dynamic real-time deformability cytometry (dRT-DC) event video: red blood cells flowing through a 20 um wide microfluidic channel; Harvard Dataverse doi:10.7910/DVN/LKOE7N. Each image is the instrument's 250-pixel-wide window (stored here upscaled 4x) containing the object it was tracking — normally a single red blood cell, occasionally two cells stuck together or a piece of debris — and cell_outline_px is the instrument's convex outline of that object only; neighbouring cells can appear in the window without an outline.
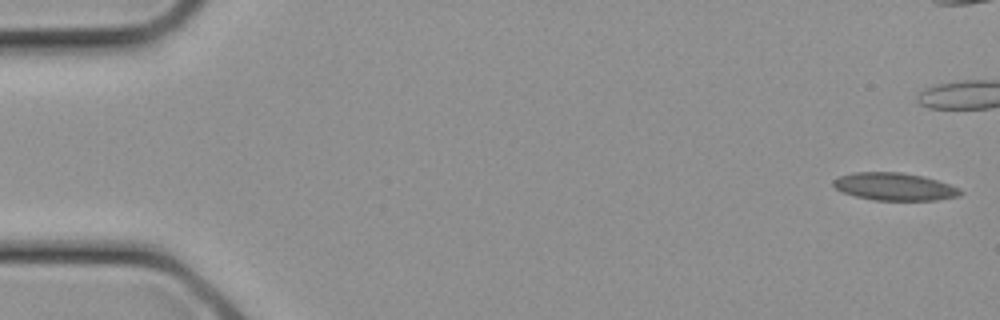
{"species": "common noctule bat (a hibernating species)", "species_latin": "Nyctalus noctula", "temperature_condition": "cold", "stored_images_in_passage": 29, "camera_frame_rate_fps": 3000, "um_per_image_px": 0.085, "animal": {"sex": "female", "body_mass_g": 21.9}, "frame": {"image": 1, "passage_image": 1, "time_ms": 0.0, "image_size_px": [1000, 320], "cell_outline_px": [[964, 192], [960, 196], [936, 200], [876, 200], [856, 196], [844, 192], [836, 188], [832, 184], [832, 180], [840, 176], [852, 172], [900, 172], [924, 176], [960, 188]], "centroid_in_image_um": [76.05, 15.86], "position_along_channel_um": 8.9, "area_um2": 20.4}}
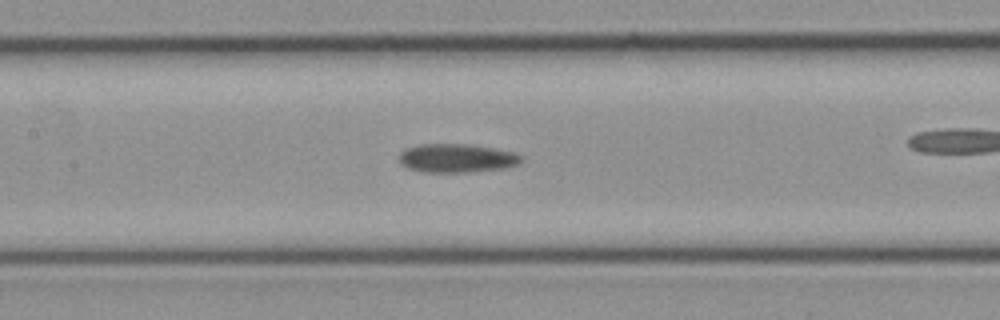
{"frame": {"image": 2, "passage_image": 13, "time_ms": 4.0, "image_size_px": [1000, 320], "cell_outline_px": [[524, 160], [516, 164], [504, 168], [468, 172], [424, 172], [408, 168], [400, 164], [400, 152], [404, 148], [420, 144], [472, 144], [516, 152], [524, 156]], "centroid_in_image_um": [38.84, 13.43], "position_along_channel_um": 168.6, "area_um2": 20.63}}